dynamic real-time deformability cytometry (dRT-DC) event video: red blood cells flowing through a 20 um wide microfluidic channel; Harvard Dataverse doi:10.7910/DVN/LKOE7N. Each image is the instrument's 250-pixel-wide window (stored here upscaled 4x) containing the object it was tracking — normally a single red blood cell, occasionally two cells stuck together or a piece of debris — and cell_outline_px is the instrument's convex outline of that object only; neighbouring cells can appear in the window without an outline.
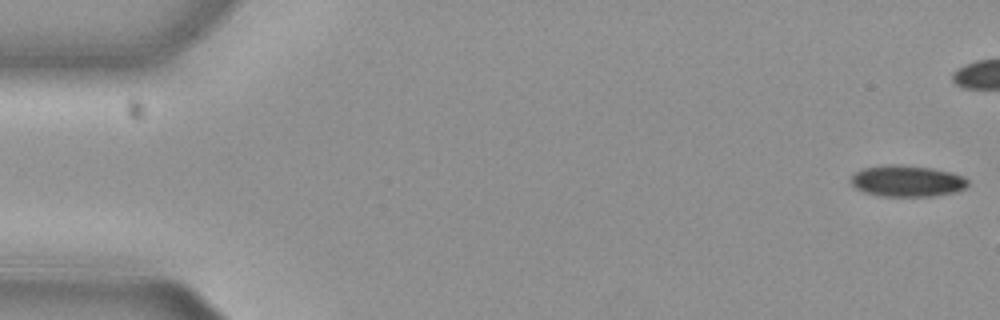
{"species": "common noctule bat (a hibernating species)", "species_latin": "Nyctalus noctula", "temperature_condition": "cold", "stored_images_in_passage": 8, "camera_frame_rate_fps": 3000, "um_per_image_px": 0.085, "animal": {"sex": "female", "body_mass_g": 29.2, "forearm_length_mm": 56.3}, "frame": {"image": 1, "passage_image": 1, "time_ms": 0.0, "image_size_px": [1000, 320], "cell_outline_px": [[968, 184], [964, 188], [956, 192], [932, 196], [880, 196], [864, 192], [856, 188], [848, 180], [848, 176], [864, 168], [888, 164], [892, 164], [932, 168], [952, 172], [968, 180]], "centroid_in_image_um": [77.05, 15.39], "position_along_channel_um": 7.9, "area_um2": 21.39}}